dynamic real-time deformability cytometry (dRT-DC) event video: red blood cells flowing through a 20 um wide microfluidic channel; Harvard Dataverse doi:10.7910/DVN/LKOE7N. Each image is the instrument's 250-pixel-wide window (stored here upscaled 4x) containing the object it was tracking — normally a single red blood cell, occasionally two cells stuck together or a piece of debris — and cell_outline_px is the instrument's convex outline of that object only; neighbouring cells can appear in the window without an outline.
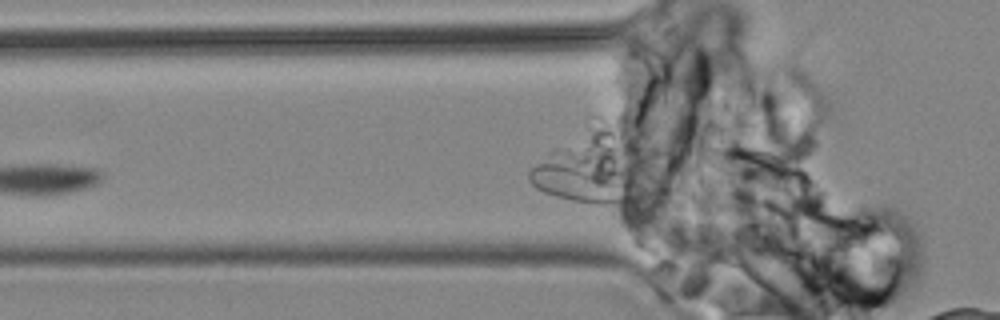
{"species": "common noctule bat (a hibernating species)", "species_latin": "Nyctalus noctula", "temperature_condition": "cold", "stored_images_in_passage": 3, "camera_frame_rate_fps": 3000, "um_per_image_px": 0.085, "animal": {"sex": "male", "body_mass_g": 19.2, "forearm_length_mm": 51.8}, "frame": {"image": 1, "passage_image": 3, "time_ms": 2.333, "image_size_px": [1000, 320], "cell_outline_px": [[628, 200], [624, 204], [592, 204], [572, 200], [556, 196], [544, 192], [536, 188], [528, 180], [528, 172], [536, 164], [564, 164], [596, 172], [620, 184]], "centroid_in_image_um": [48.99, 15.67], "position_along_channel_um": 76.8, "area_um2": 19.83}}